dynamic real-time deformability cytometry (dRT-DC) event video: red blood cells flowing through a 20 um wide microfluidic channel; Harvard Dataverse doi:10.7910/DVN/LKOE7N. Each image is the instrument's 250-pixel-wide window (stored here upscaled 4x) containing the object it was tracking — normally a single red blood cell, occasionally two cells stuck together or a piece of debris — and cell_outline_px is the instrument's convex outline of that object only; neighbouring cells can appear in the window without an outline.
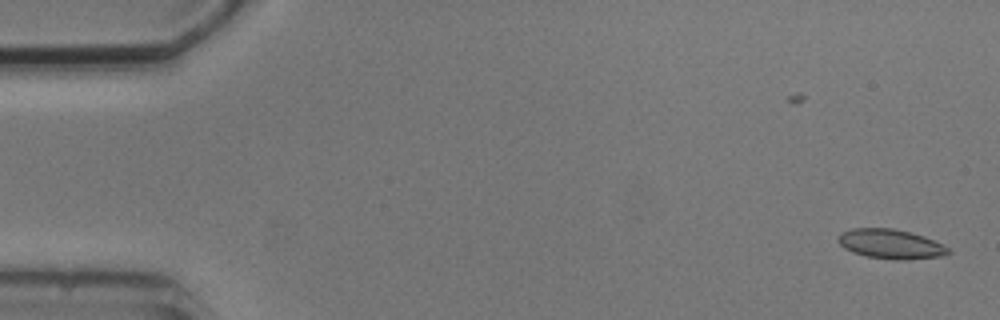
{"species": "common noctule bat (a hibernating species)", "species_latin": "Nyctalus noctula", "temperature_condition": "cold", "stored_images_in_passage": 5, "camera_frame_rate_fps": 3000, "um_per_image_px": 0.085, "animal": {"sex": "male", "body_mass_g": 20.5, "forearm_length_mm": 52.5}, "frame": {"image": 1, "passage_image": 2, "time_ms": 1.333, "image_size_px": [1000, 320], "cell_outline_px": [[952, 252], [940, 256], [900, 260], [896, 260], [868, 256], [852, 252], [844, 248], [836, 240], [840, 232], [852, 228], [892, 228], [924, 236], [948, 248]], "centroid_in_image_um": [75.64, 20.73], "position_along_channel_um": 9.4, "area_um2": 18.73}}
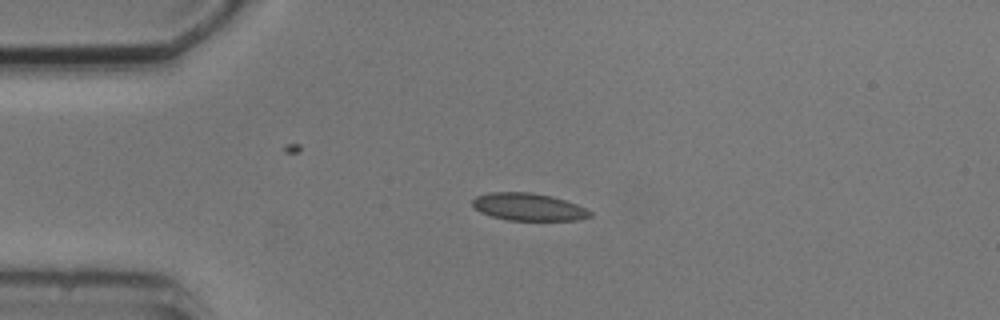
{"frame": {"image": 2, "passage_image": 5, "time_ms": 5.0, "image_size_px": [1000, 320], "cell_outline_px": [[592, 216], [576, 220], [508, 220], [492, 216], [480, 212], [472, 204], [472, 200], [476, 196], [488, 192], [532, 192], [552, 196], [576, 204], [592, 212]], "centroid_in_image_um": [44.9, 17.58], "position_along_channel_um": 40.1, "area_um2": 18.73}}